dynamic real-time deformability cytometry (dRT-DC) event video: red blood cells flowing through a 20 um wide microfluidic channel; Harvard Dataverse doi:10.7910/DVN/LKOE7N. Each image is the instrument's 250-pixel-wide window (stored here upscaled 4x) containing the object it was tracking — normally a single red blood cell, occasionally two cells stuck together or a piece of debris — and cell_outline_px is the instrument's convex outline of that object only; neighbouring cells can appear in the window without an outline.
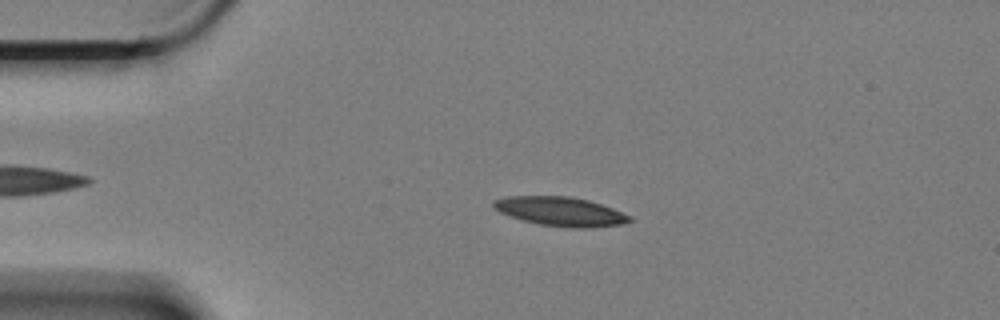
{"species": "Egyptian fruit bat (a non-hibernating species)", "species_latin": "Rousettus aegyptiacus", "temperature_condition": "cold", "stored_images_in_passage": 58, "camera_frame_rate_fps": 3000, "um_per_image_px": 0.085, "animal": {"sex": "female"}, "frame": {"image": 1, "passage_image": 12, "time_ms": 3.667, "image_size_px": [1000, 320], "cell_outline_px": [[632, 220], [620, 224], [588, 228], [568, 228], [540, 224], [524, 220], [500, 212], [492, 208], [492, 200], [504, 196], [568, 196], [588, 200], [612, 208], [632, 216]], "centroid_in_image_um": [47.61, 17.97], "position_along_channel_um": 37.4, "area_um2": 23.0}}
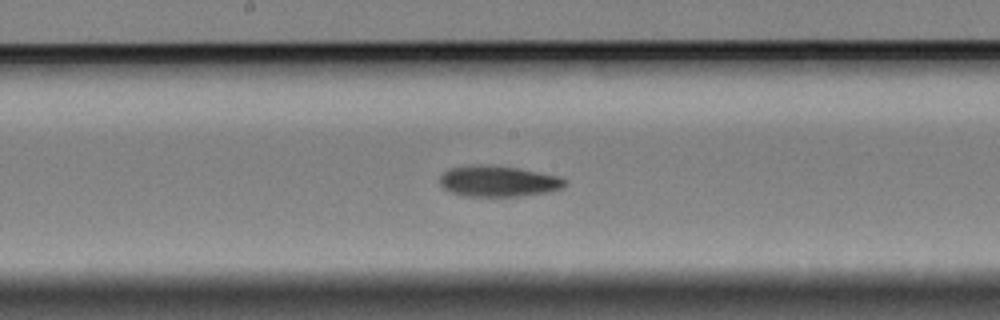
{"frame": {"image": 2, "passage_image": 30, "time_ms": 9.667, "image_size_px": [1000, 320], "cell_outline_px": [[568, 184], [564, 188], [548, 192], [520, 196], [464, 196], [452, 192], [444, 188], [440, 184], [440, 176], [448, 168], [472, 164], [488, 164], [520, 168], [560, 176], [568, 180]], "centroid_in_image_um": [42.4, 15.39], "position_along_channel_um": 205.8, "area_um2": 23.0}}
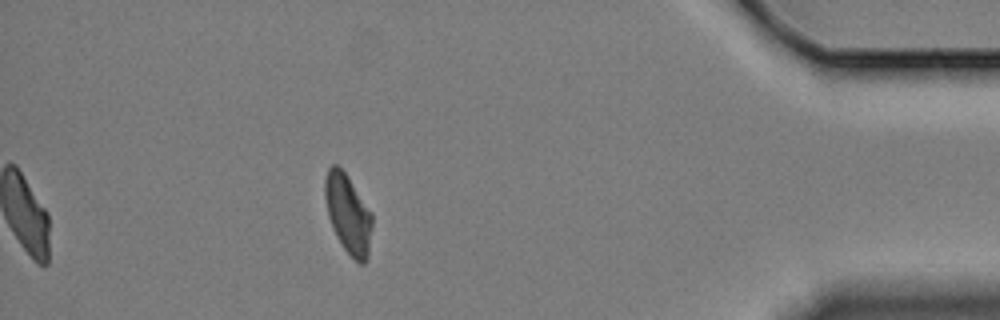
{"frame": {"image": 3, "passage_image": 52, "time_ms": 17.0, "image_size_px": [1000, 320], "cell_outline_px": [[372, 224], [368, 256], [364, 264], [360, 264], [344, 248], [332, 228], [328, 216], [324, 196], [324, 180], [328, 168], [332, 164], [336, 164], [344, 172], [372, 212]], "centroid_in_image_um": [29.57, 18.16], "position_along_channel_um": 405.6, "area_um2": 21.56}, "authors_computed_cell_mechanics": {"area_um2": 22.3108, "velocity_mm_per_s": 3.3475, "shape_relaxation_time_tau1_ms": 5.7592, "shape_relaxation_time_tau2_ms": null, "deformation_change_tau1": 0.1422, "deformation_change_tau2": null}}